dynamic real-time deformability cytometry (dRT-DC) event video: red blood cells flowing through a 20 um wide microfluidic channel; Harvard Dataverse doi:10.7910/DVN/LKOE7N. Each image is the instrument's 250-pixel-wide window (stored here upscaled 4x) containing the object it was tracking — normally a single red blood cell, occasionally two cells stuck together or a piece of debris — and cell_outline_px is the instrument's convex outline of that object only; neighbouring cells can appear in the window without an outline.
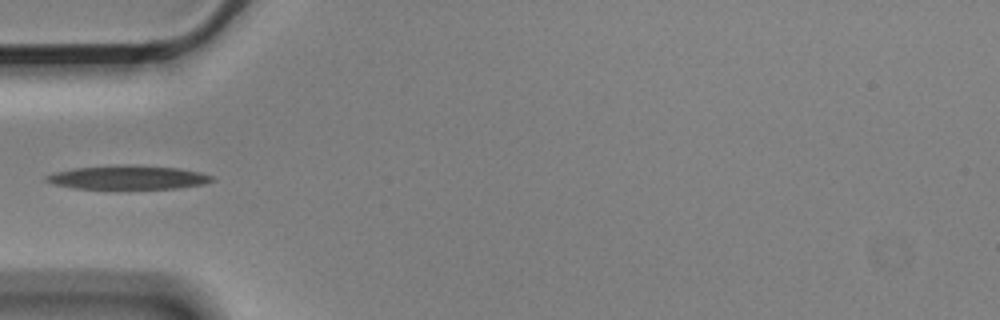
{"species": "Egyptian fruit bat (a non-hibernating species)", "species_latin": "Rousettus aegyptiacus", "temperature_condition": "cold", "stored_images_in_passage": 4, "camera_frame_rate_fps": 3000, "um_per_image_px": 0.085, "animal": {"sex": "male"}, "frame": {"image": 1, "passage_image": 4, "time_ms": 1.0, "image_size_px": [1000, 320], "cell_outline_px": [[216, 180], [204, 184], [176, 188], [76, 188], [56, 184], [44, 180], [44, 176], [56, 172], [76, 168], [180, 168], [200, 172], [212, 176]], "centroid_in_image_um": [10.94, 15.13], "position_along_channel_um": 74.1, "area_um2": 21.21}}